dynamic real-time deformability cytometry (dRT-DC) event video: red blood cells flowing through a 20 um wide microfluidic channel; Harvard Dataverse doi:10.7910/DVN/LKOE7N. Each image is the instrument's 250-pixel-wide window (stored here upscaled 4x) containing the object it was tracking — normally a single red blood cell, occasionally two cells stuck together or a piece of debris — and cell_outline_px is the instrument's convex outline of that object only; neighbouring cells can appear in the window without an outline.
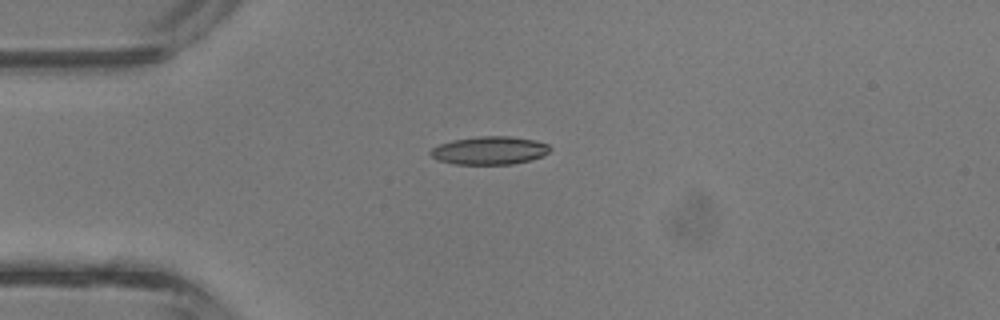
{"species": "common noctule bat (a hibernating species)", "species_latin": "Nyctalus noctula", "temperature_condition": "room temperature", "stored_images_in_passage": 2, "camera_frame_rate_fps": 3000, "um_per_image_px": 0.085, "animal": {"sex": "male", "body_mass_g": 13.3}, "frame": {"image": 1, "passage_image": 1, "time_ms": 0.0, "image_size_px": [1000, 320], "cell_outline_px": [[552, 148], [548, 152], [540, 156], [528, 160], [512, 164], [456, 164], [436, 160], [428, 152], [432, 148], [440, 144], [452, 140], [480, 136], [508, 136], [532, 140], [548, 144]], "centroid_in_image_um": [41.56, 12.79], "position_along_channel_um": 43.4, "area_um2": 19.36}}